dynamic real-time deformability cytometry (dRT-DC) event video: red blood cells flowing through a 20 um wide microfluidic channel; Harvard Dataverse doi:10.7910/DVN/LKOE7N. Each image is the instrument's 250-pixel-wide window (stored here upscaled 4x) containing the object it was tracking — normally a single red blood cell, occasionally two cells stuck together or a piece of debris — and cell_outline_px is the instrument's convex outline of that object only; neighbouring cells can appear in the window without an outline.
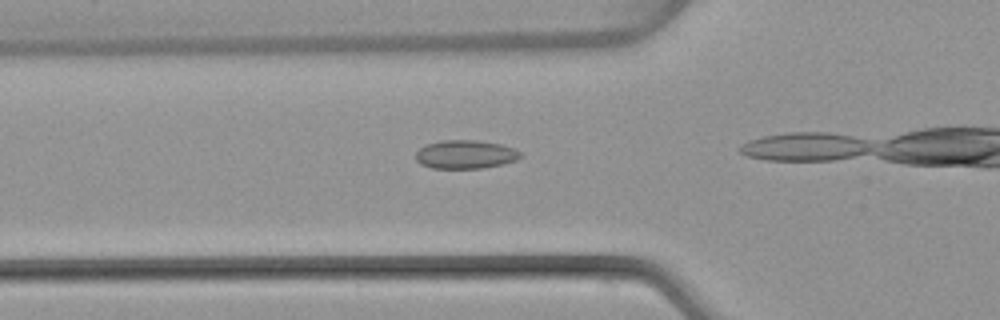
{"species": "common noctule bat (a hibernating species)", "species_latin": "Nyctalus noctula", "temperature_condition": "warm", "stored_images_in_passage": 10, "camera_frame_rate_fps": 3000, "um_per_image_px": 0.085, "animal": {"sex": "female", "body_mass_g": 22.7, "forearm_length_mm": 54.2}, "frame": {"image": 1, "passage_image": 4, "time_ms": 1.0, "image_size_px": [1000, 320], "cell_outline_px": [[524, 156], [516, 160], [504, 164], [484, 168], [432, 168], [420, 164], [416, 160], [416, 152], [424, 144], [440, 140], [476, 140], [500, 144], [516, 148]], "centroid_in_image_um": [39.58, 13.12], "position_along_channel_um": 86.2, "area_um2": 17.69}}
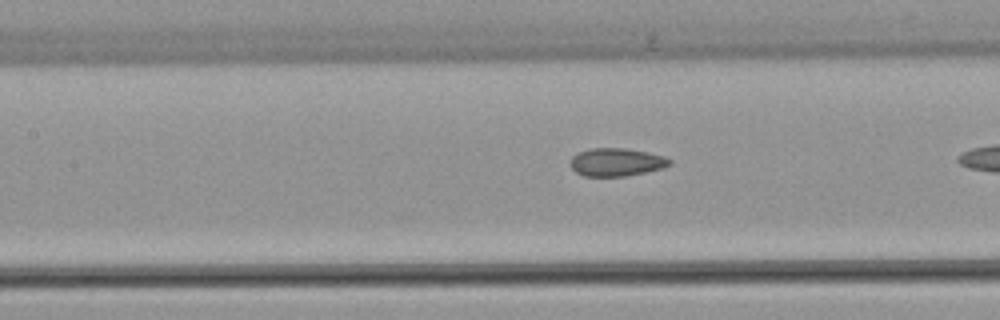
{"frame": {"image": 2, "passage_image": 9, "time_ms": 2.667, "image_size_px": [1000, 320], "cell_outline_px": [[672, 164], [664, 168], [624, 176], [584, 176], [576, 172], [572, 168], [572, 156], [576, 152], [592, 148], [624, 148], [664, 156], [672, 160]], "centroid_in_image_um": [52.4, 13.78], "position_along_channel_um": 155.0, "area_um2": 16.07}}